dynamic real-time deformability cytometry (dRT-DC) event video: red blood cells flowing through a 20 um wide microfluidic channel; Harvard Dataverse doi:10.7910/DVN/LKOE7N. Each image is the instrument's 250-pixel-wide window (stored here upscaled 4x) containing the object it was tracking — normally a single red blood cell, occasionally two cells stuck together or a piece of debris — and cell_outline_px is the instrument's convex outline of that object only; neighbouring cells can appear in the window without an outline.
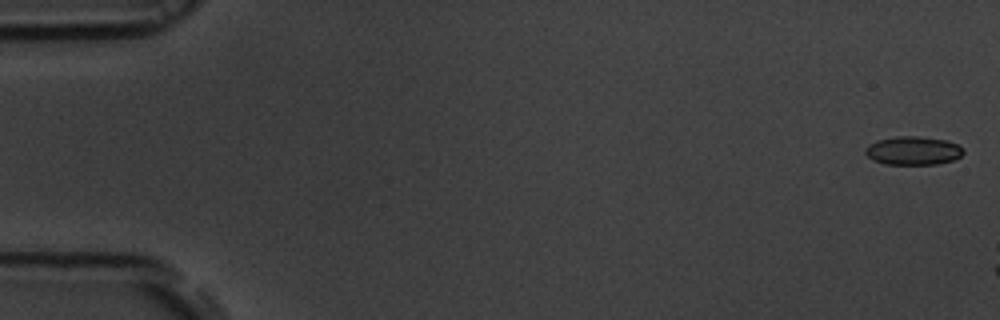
{"species": "common noctule bat (a hibernating species)", "species_latin": "Nyctalus noctula", "temperature_condition": "room temperature", "stored_images_in_passage": 9, "camera_frame_rate_fps": 3000, "um_per_image_px": 0.085, "animal": {"sex": "male", "body_mass_g": 19.5, "forearm_length_mm": 54.6}, "frame": {"image": 1, "passage_image": 1, "time_ms": 0.0, "image_size_px": [1000, 320], "cell_outline_px": [[964, 152], [960, 156], [952, 160], [936, 164], [884, 164], [872, 160], [864, 152], [864, 148], [868, 144], [876, 140], [896, 136], [916, 136], [948, 140], [964, 148]], "centroid_in_image_um": [77.58, 12.8], "position_along_channel_um": 7.4, "area_um2": 16.42}}